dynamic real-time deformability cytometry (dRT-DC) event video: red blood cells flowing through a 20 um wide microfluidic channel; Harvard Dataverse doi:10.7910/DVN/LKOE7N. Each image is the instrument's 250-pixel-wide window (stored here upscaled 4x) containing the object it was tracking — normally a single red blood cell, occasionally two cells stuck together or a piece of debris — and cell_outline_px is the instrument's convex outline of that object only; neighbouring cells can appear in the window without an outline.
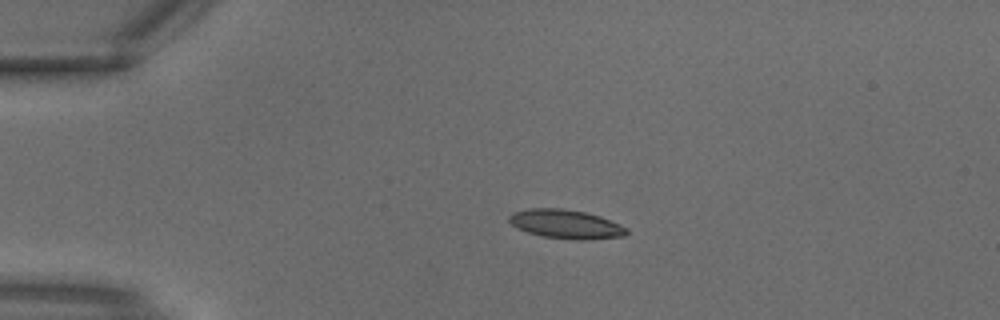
{"species": "common noctule bat (a hibernating species)", "species_latin": "Nyctalus noctula", "temperature_condition": "warm", "stored_images_in_passage": 3, "camera_frame_rate_fps": 3000, "um_per_image_px": 0.085, "animal": {"sex": "male", "body_mass_g": 18.8}, "frame": {"image": 1, "passage_image": 3, "time_ms": 0.667, "image_size_px": [1000, 320], "cell_outline_px": [[628, 232], [624, 236], [588, 240], [576, 240], [544, 236], [528, 232], [512, 224], [508, 220], [508, 216], [512, 212], [528, 208], [560, 208], [584, 212], [600, 216], [620, 224], [628, 228]], "centroid_in_image_um": [48.12, 19.04], "position_along_channel_um": 36.9, "area_um2": 19.77}}